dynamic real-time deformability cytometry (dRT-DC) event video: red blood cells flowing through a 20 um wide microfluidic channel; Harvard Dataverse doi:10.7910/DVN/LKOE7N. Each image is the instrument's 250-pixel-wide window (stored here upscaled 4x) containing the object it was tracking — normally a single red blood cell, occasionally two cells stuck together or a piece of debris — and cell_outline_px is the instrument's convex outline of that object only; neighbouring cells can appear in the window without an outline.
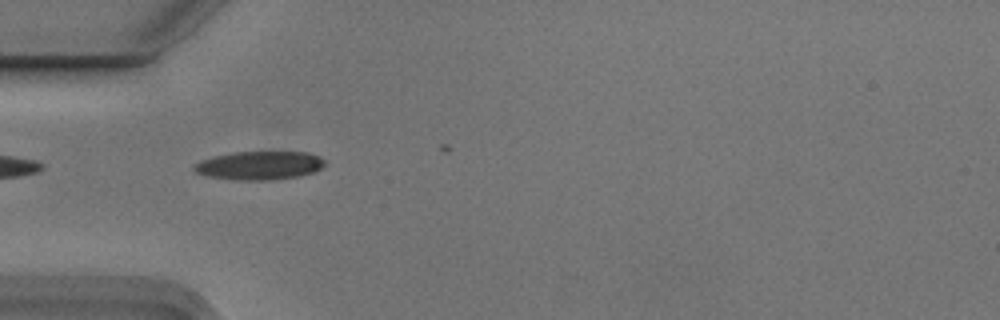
{"species": "Egyptian fruit bat (a non-hibernating species)", "species_latin": "Rousettus aegyptiacus", "temperature_condition": "cold", "stored_images_in_passage": 6, "camera_frame_rate_fps": 3000, "um_per_image_px": 0.085, "animal": {"sex": "male"}, "frame": {"image": 1, "passage_image": 2, "time_ms": 0.333, "image_size_px": [1000, 320], "cell_outline_px": [[324, 164], [316, 172], [296, 176], [272, 180], [236, 180], [208, 176], [196, 172], [192, 168], [192, 164], [200, 160], [212, 156], [236, 152], [308, 152], [320, 156], [324, 160]], "centroid_in_image_um": [22.02, 14.06], "position_along_channel_um": 63.0, "area_um2": 21.79}}
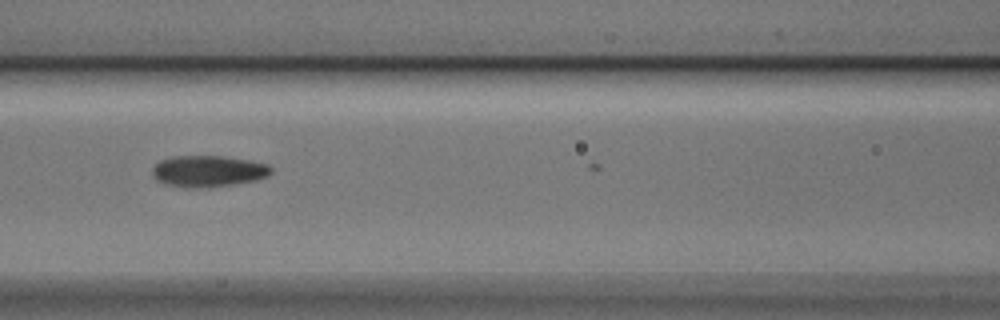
{"frame": {"image": 2, "passage_image": 4, "time_ms": 1.0, "image_size_px": [1000, 320], "cell_outline_px": [[272, 172], [268, 176], [256, 180], [208, 188], [184, 188], [164, 184], [156, 180], [152, 172], [152, 168], [160, 160], [172, 156], [224, 156], [248, 160], [268, 164], [272, 168]], "centroid_in_image_um": [17.68, 14.56], "position_along_channel_um": 148.9, "area_um2": 21.96}}
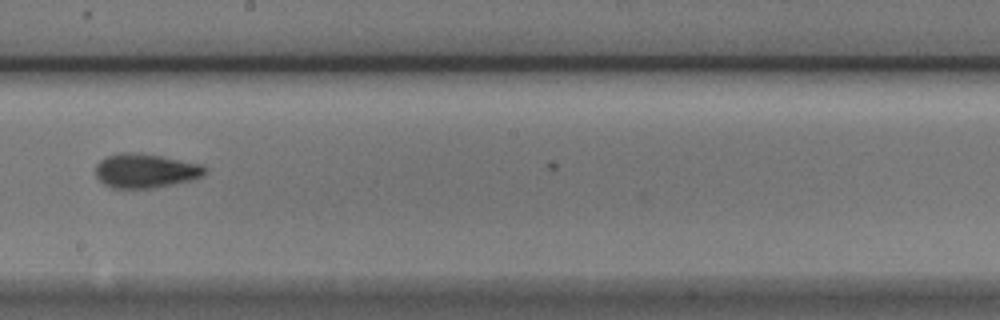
{"frame": {"image": 3, "passage_image": 6, "time_ms": 1.667, "image_size_px": [1000, 320], "cell_outline_px": [[208, 172], [204, 176], [192, 180], [176, 184], [156, 188], [112, 188], [104, 184], [96, 176], [96, 164], [100, 160], [108, 156], [120, 152], [140, 152], [204, 164], [208, 168]], "centroid_in_image_um": [12.43, 14.51], "position_along_channel_um": 235.8, "area_um2": 22.31}}